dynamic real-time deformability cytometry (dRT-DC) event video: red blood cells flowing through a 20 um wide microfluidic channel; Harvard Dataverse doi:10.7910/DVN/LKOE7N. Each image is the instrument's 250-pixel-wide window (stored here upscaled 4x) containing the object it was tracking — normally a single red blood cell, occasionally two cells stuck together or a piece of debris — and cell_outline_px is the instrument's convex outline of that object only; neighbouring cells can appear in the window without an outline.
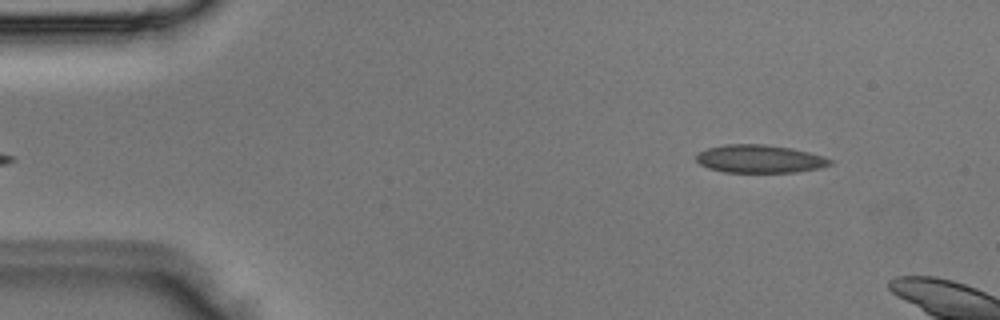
{"species": "Egyptian fruit bat (a non-hibernating species)", "species_latin": "Rousettus aegyptiacus", "temperature_condition": "room temperature", "stored_images_in_passage": 3, "segment_of_instrument_passage": [2, 2], "camera_frame_rate_fps": 3000, "um_per_image_px": 0.085, "animal": {"sex": "male"}, "frame": {"image": 1, "passage_image": 3, "time_ms": 0.667, "image_size_px": [1000, 320], "cell_outline_px": [[832, 164], [820, 168], [796, 172], [724, 172], [708, 168], [700, 164], [696, 160], [696, 156], [700, 152], [708, 148], [724, 144], [764, 144], [792, 148], [824, 156], [832, 160]], "centroid_in_image_um": [64.58, 13.5], "position_along_channel_um": 20.4, "area_um2": 21.85}}